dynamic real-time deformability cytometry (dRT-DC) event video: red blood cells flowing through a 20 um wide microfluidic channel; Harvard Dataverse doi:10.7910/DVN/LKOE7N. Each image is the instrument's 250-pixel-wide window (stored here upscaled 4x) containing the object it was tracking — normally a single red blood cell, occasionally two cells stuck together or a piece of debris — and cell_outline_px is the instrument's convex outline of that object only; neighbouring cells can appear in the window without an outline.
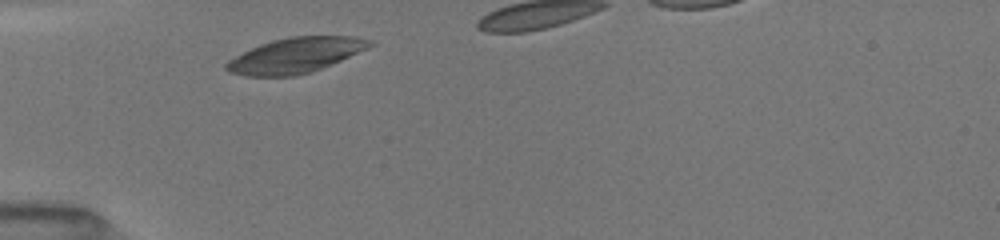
{"species": "common noctule bat (a hibernating species)", "species_latin": "Nyctalus noctula", "temperature_condition": "room temperature", "stored_images_in_passage": 21, "camera_frame_rate_fps": 3000, "um_per_image_px": 0.085, "animal": {"sex": "female", "body_mass_g": 19.5, "forearm_length_mm": 54.1}, "frame": {"image": 1, "passage_image": 1, "time_ms": 0.0, "image_size_px": [1000, 240], "cell_outline_px": [[376, 44], [368, 48], [312, 72], [296, 76], [244, 76], [228, 72], [224, 68], [224, 64], [228, 60], [260, 44], [272, 40], [292, 36], [352, 36], [372, 40]], "centroid_in_image_um": [25.1, 4.71], "position_along_channel_um": 59.9, "area_um2": 29.36}}